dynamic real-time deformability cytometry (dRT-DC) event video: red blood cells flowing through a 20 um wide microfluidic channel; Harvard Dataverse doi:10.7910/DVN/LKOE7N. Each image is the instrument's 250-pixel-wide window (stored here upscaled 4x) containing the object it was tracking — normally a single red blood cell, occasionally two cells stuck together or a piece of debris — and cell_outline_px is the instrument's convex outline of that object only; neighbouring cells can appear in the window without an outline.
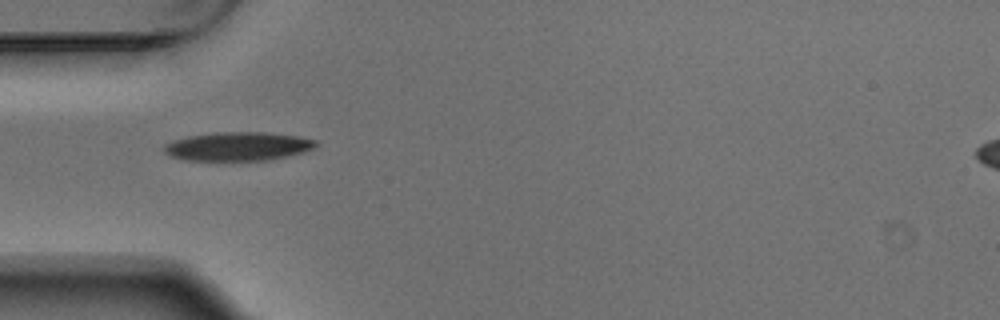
{"species": "Egyptian fruit bat (a non-hibernating species)", "species_latin": "Rousettus aegyptiacus", "temperature_condition": "warm", "stored_images_in_passage": 7, "camera_frame_rate_fps": 3000, "um_per_image_px": 0.085, "animal": {"sex": "male"}, "frame": {"image": 1, "passage_image": 4, "time_ms": 1.0, "image_size_px": [1000, 320], "cell_outline_px": [[316, 144], [312, 148], [304, 152], [268, 160], [184, 160], [172, 156], [164, 152], [164, 144], [188, 136], [216, 132], [264, 132], [300, 136], [316, 140]], "centroid_in_image_um": [20.23, 12.43], "position_along_channel_um": 64.8, "area_um2": 25.2}}
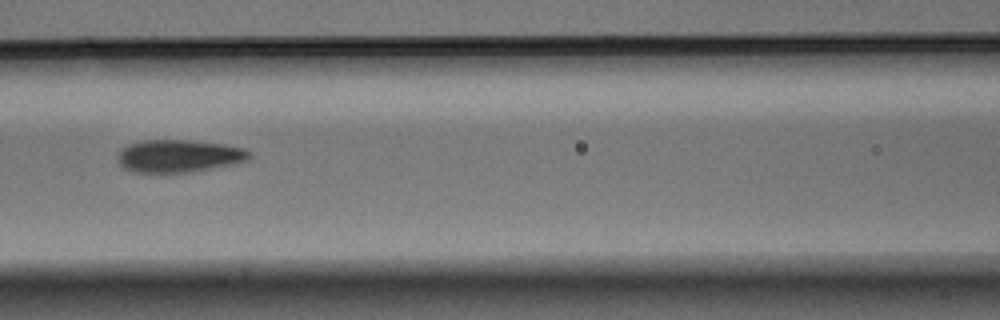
{"frame": {"image": 2, "passage_image": 6, "time_ms": 1.667, "image_size_px": [1000, 320], "cell_outline_px": [[252, 156], [248, 160], [236, 164], [192, 172], [132, 172], [124, 168], [120, 164], [116, 156], [120, 148], [128, 144], [144, 140], [188, 140], [224, 144], [244, 148], [252, 152]], "centroid_in_image_um": [15.22, 13.26], "position_along_channel_um": 151.4, "area_um2": 25.37}}
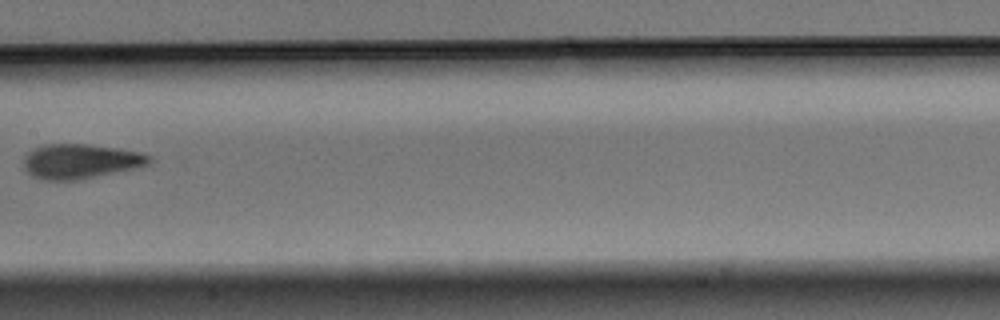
{"frame": {"image": 3, "passage_image": 7, "time_ms": 2.0, "image_size_px": [1000, 320], "cell_outline_px": [[152, 160], [148, 164], [132, 168], [76, 180], [44, 180], [32, 176], [24, 168], [24, 156], [28, 152], [44, 144], [88, 144], [116, 148], [140, 152], [152, 156]], "centroid_in_image_um": [6.8, 13.7], "position_along_channel_um": 200.6, "area_um2": 25.03}}